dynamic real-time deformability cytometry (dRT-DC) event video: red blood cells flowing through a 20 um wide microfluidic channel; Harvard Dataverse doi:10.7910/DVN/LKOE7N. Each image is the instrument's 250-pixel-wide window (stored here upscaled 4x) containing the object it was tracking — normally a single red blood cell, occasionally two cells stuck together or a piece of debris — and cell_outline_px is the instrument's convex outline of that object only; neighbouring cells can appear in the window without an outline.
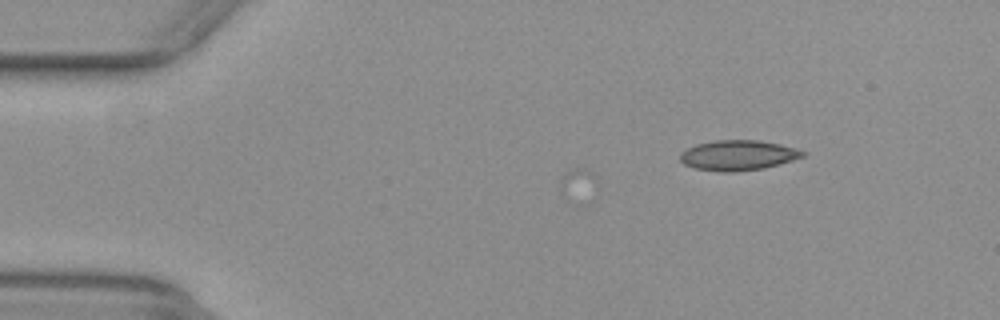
{"species": "common noctule bat (a hibernating species)", "species_latin": "Nyctalus noctula", "temperature_condition": "warm", "stored_images_in_passage": 5, "camera_frame_rate_fps": 3000, "um_per_image_px": 0.085, "animal": {"sex": "female", "body_mass_g": 29.2, "forearm_length_mm": 56.3}, "frame": {"image": 1, "passage_image": 1, "time_ms": 0.0, "image_size_px": [1000, 320], "cell_outline_px": [[808, 152], [804, 156], [792, 160], [764, 168], [736, 172], [720, 172], [692, 168], [684, 164], [680, 160], [680, 152], [696, 144], [716, 140], [756, 140], [780, 144], [796, 148]], "centroid_in_image_um": [62.72, 13.2], "position_along_channel_um": 22.3, "area_um2": 21.68}}